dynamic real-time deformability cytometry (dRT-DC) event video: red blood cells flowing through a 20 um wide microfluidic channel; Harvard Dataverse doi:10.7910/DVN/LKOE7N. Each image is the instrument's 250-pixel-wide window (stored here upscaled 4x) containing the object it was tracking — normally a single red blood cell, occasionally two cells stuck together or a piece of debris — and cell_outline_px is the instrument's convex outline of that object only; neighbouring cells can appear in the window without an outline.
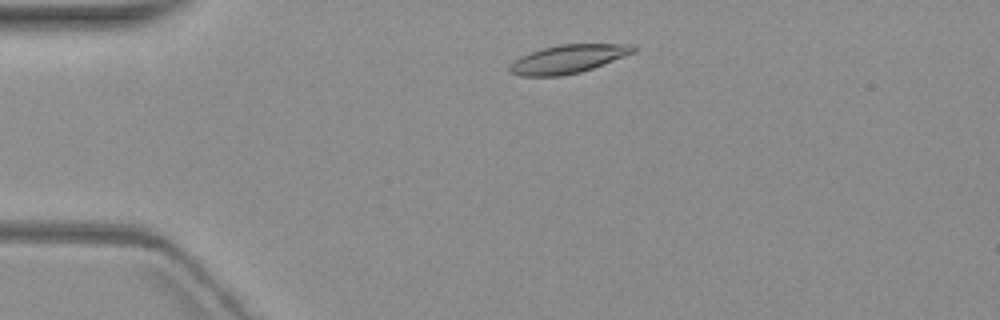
{"species": "common noctule bat (a hibernating species)", "species_latin": "Nyctalus noctula", "temperature_condition": "warm", "stored_images_in_passage": 13, "camera_frame_rate_fps": 3000, "um_per_image_px": 0.085, "animal": {"sex": "female", "body_mass_g": 19.3, "forearm_length_mm": 54.1}, "frame": {"image": 1, "passage_image": 2, "time_ms": 1.0, "image_size_px": [1000, 320], "cell_outline_px": [[636, 52], [592, 68], [580, 72], [560, 76], [520, 76], [512, 72], [508, 68], [520, 56], [544, 48], [560, 44], [632, 44], [636, 48]], "centroid_in_image_um": [48.32, 5.01], "position_along_channel_um": 36.7, "area_um2": 20.17}}
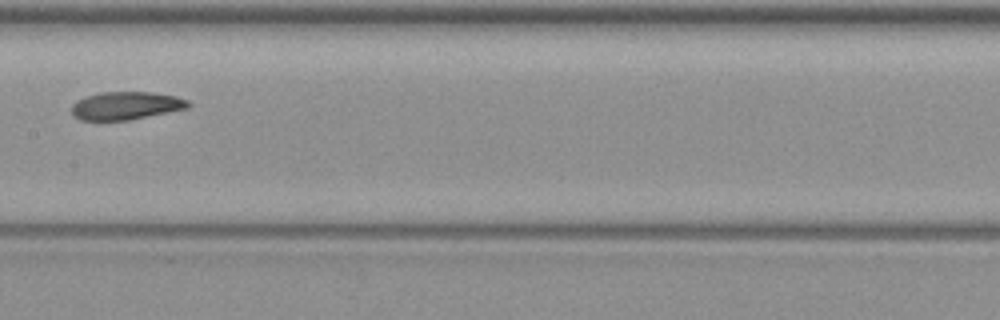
{"frame": {"image": 2, "passage_image": 6, "time_ms": 6.667, "image_size_px": [1000, 320], "cell_outline_px": [[192, 104], [188, 108], [128, 120], [80, 120], [72, 112], [72, 104], [76, 100], [84, 96], [100, 92], [152, 92], [176, 96], [188, 100]], "centroid_in_image_um": [10.71, 8.97], "position_along_channel_um": 196.7, "area_um2": 19.02}}
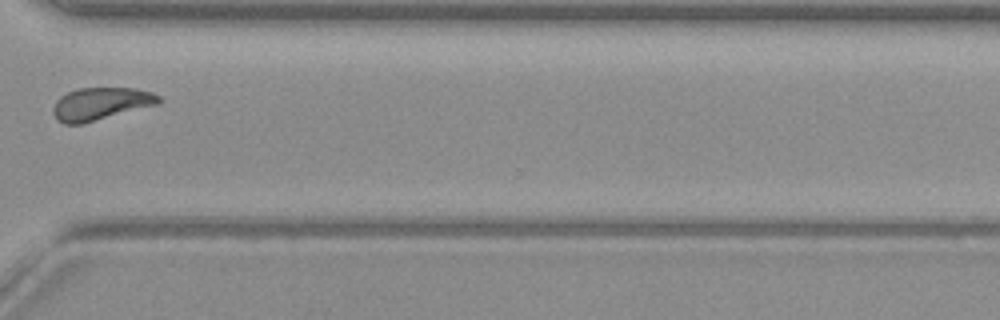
{"frame": {"image": 3, "passage_image": 10, "time_ms": 11.333, "image_size_px": [1000, 320], "cell_outline_px": [[160, 100], [156, 104], [84, 124], [64, 124], [52, 112], [52, 108], [56, 100], [60, 96], [68, 92], [80, 88], [132, 88], [152, 92], [160, 96]], "centroid_in_image_um": [8.53, 8.82], "position_along_channel_um": 362.1, "area_um2": 19.83}, "authors_computed_cell_mechanics": {"area_um2": 19.8832, "velocity_mm_per_s": 3.547, "shape_relaxation_time_tau1_ms": 8.1828, "shape_relaxation_time_tau2_ms": 2.3152, "deformation_change_tau1": 0.1787, "deformation_change_tau2": 0.0826}}